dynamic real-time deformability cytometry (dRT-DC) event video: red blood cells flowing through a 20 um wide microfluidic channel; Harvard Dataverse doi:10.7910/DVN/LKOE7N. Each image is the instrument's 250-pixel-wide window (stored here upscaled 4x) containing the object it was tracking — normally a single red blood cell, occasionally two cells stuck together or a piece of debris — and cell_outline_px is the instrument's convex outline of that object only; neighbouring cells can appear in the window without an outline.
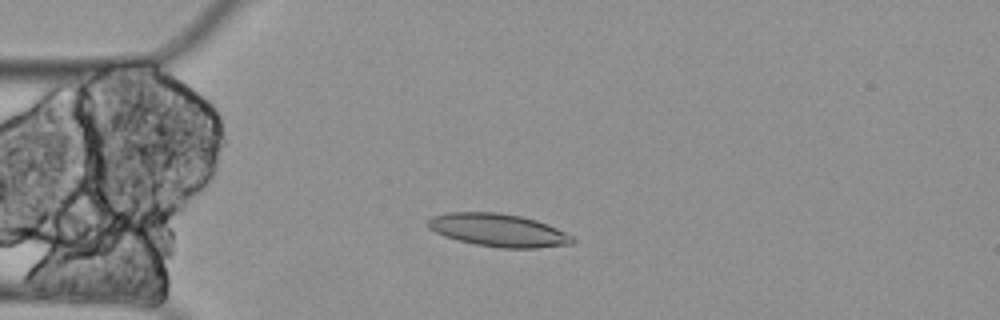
{"species": "Egyptian fruit bat (a non-hibernating species)", "species_latin": "Rousettus aegyptiacus", "temperature_condition": "cold", "stored_images_in_passage": 60, "camera_frame_rate_fps": 3000, "um_per_image_px": 0.085, "animal": {"sex": "female"}, "frame": {"image": 1, "passage_image": 15, "time_ms": 4.667, "image_size_px": [1000, 320], "cell_outline_px": [[576, 240], [572, 244], [536, 248], [500, 248], [476, 244], [444, 236], [428, 228], [428, 220], [432, 216], [448, 212], [500, 212], [520, 216], [536, 220], [548, 224], [572, 236]], "centroid_in_image_um": [42.36, 19.56], "position_along_channel_um": 42.6, "area_um2": 27.63}}
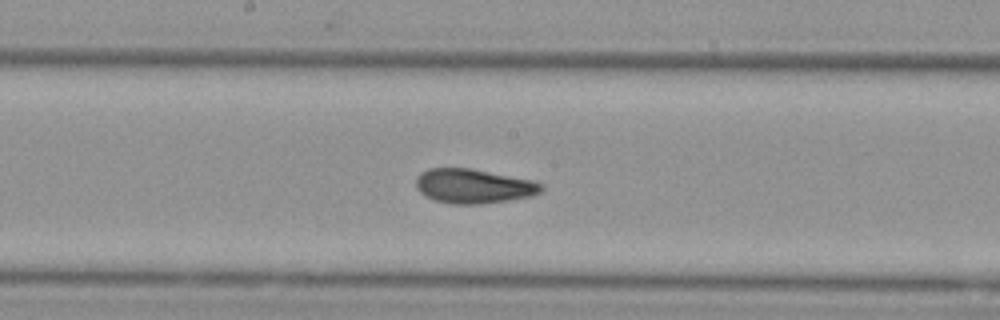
{"frame": {"image": 2, "passage_image": 31, "time_ms": 10.0, "image_size_px": [1000, 320], "cell_outline_px": [[544, 188], [540, 192], [532, 196], [508, 200], [480, 204], [456, 204], [436, 200], [420, 192], [416, 188], [416, 176], [420, 172], [428, 168], [472, 168], [532, 180], [544, 184]], "centroid_in_image_um": [40.26, 15.8], "position_along_channel_um": 207.9, "area_um2": 25.14}}
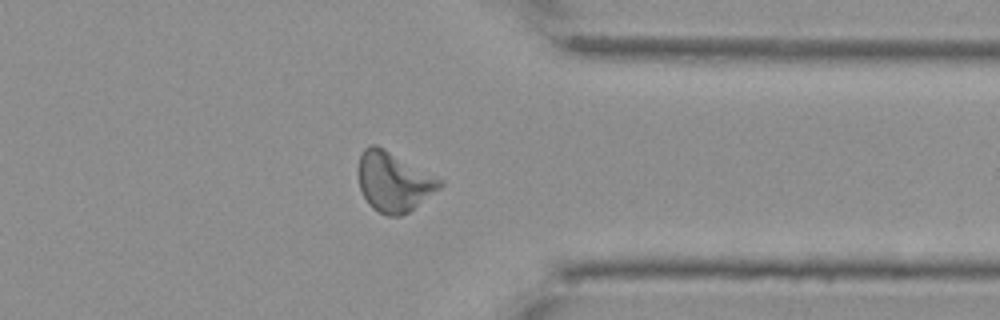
{"frame": {"image": 3, "passage_image": 47, "time_ms": 15.333, "image_size_px": [1000, 320], "cell_outline_px": [[444, 184], [440, 188], [408, 212], [400, 216], [388, 216], [372, 208], [368, 204], [360, 188], [356, 172], [356, 168], [360, 152], [368, 144], [376, 144], [384, 148], [444, 180]], "centroid_in_image_um": [33.42, 15.42], "position_along_channel_um": 378.0, "area_um2": 28.67}, "authors_computed_cell_mechanics": {"area_um2": 26.0389, "velocity_mm_per_s": 3.2941, "shape_relaxation_time_tau1_ms": null, "shape_relaxation_time_tau2_ms": 5.2974, "deformation_change_tau1": null, "deformation_change_tau2": 0.097}}